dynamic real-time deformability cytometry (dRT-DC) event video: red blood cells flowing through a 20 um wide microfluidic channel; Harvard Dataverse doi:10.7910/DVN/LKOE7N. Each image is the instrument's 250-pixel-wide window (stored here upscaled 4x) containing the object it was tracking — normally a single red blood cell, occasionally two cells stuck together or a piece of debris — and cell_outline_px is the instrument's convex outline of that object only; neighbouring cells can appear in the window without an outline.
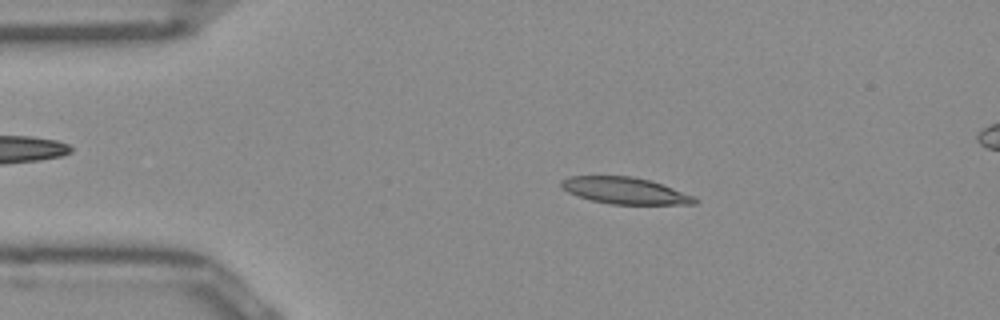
{"species": "Egyptian fruit bat (a non-hibernating species)", "species_latin": "Rousettus aegyptiacus", "temperature_condition": "room temperature", "stored_images_in_passage": 51, "segment_of_instrument_passage": [1, 2], "camera_frame_rate_fps": 3000, "um_per_image_px": 0.085, "frame": {"image": 1, "passage_image": 9, "time_ms": 2.667, "image_size_px": [1000, 320], "cell_outline_px": [[700, 200], [696, 204], [612, 204], [592, 200], [568, 192], [560, 184], [560, 180], [568, 176], [632, 176], [648, 180], [696, 196]], "centroid_in_image_um": [53.15, 16.2], "position_along_channel_um": 31.9, "area_um2": 20.52}}
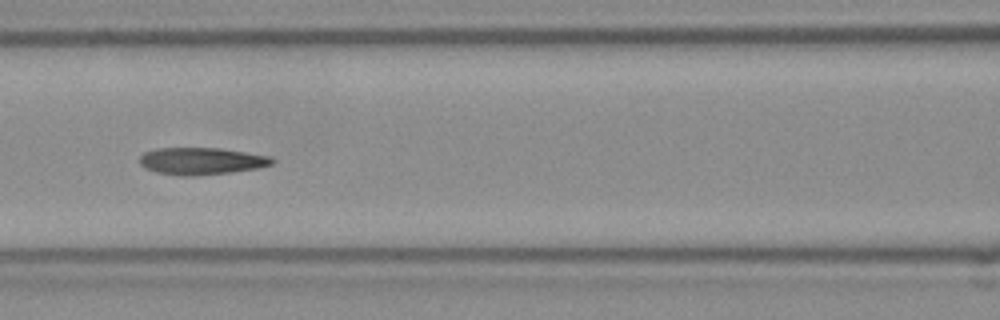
{"frame": {"image": 2, "passage_image": 21, "time_ms": 6.667, "image_size_px": [1000, 320], "cell_outline_px": [[276, 160], [272, 164], [256, 168], [232, 172], [192, 176], [180, 176], [156, 172], [144, 168], [140, 164], [140, 156], [144, 152], [156, 148], [220, 148], [272, 156]], "centroid_in_image_um": [17.12, 13.69], "position_along_channel_um": 149.5, "area_um2": 21.04}}
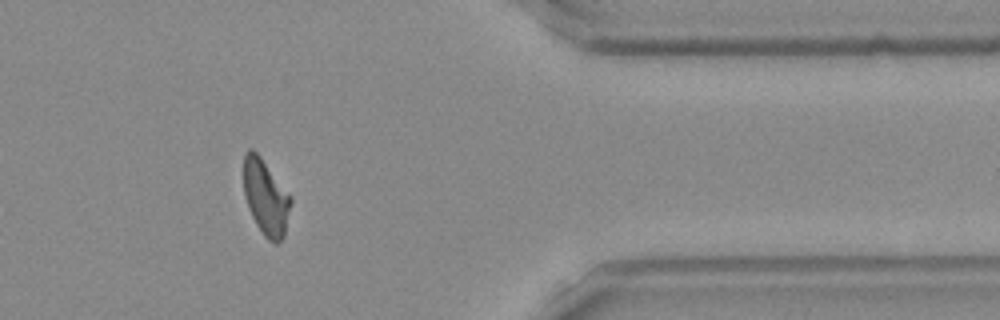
{"frame": {"image": 3, "passage_image": 41, "time_ms": 13.333, "image_size_px": [1000, 320], "cell_outline_px": [[292, 200], [284, 236], [276, 244], [268, 240], [264, 236], [256, 224], [248, 208], [244, 196], [244, 156], [248, 148], [252, 148], [260, 156], [292, 196]], "centroid_in_image_um": [22.59, 16.77], "position_along_channel_um": 388.8, "area_um2": 20.81}}